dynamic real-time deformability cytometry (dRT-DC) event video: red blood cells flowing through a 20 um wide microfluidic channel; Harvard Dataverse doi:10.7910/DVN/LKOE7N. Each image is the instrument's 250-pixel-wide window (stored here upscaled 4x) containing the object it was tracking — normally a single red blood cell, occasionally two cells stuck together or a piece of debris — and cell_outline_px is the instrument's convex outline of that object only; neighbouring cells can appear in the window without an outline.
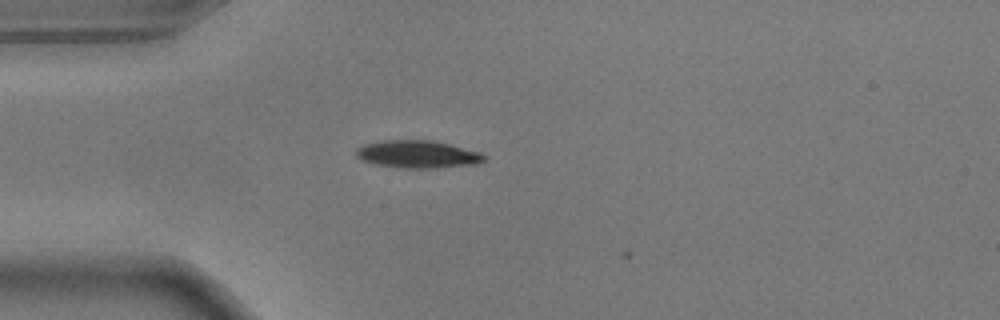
{"species": "common noctule bat (a hibernating species)", "species_latin": "Nyctalus noctula", "temperature_condition": "warm", "stored_images_in_passage": 5, "camera_frame_rate_fps": 3000, "um_per_image_px": 0.085, "animal": {"sex": "male", "body_mass_g": 17.9}, "frame": {"image": 1, "passage_image": 1, "time_ms": 0.0, "image_size_px": [1000, 320], "cell_outline_px": [[488, 160], [476, 164], [436, 168], [400, 168], [376, 164], [360, 160], [356, 156], [356, 148], [364, 144], [380, 140], [432, 140], [452, 144], [480, 152], [488, 156]], "centroid_in_image_um": [35.53, 13.11], "position_along_channel_um": 49.5, "area_um2": 20.98}}